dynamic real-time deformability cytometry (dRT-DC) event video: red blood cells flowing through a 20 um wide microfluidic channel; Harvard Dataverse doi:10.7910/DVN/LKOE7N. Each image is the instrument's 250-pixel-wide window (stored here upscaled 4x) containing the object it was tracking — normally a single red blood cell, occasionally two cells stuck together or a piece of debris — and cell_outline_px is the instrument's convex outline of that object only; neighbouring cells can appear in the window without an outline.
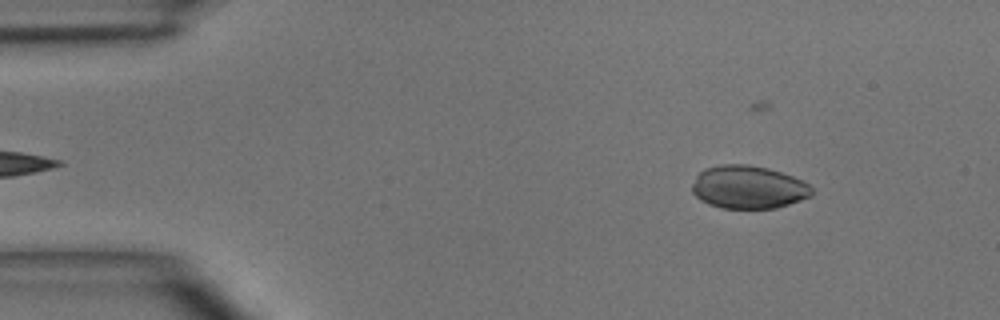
{"species": "common noctule bat (a hibernating species)", "species_latin": "Nyctalus noctula", "temperature_condition": "room temperature", "stored_images_in_passage": 3, "camera_frame_rate_fps": 3000, "um_per_image_px": 0.085, "animal": {"sex": "male", "body_mass_g": 15.6}, "frame": {"image": 1, "passage_image": 1, "time_ms": 0.0, "image_size_px": [1000, 320], "cell_outline_px": [[812, 196], [776, 208], [720, 208], [708, 204], [700, 200], [692, 192], [692, 184], [696, 176], [704, 168], [720, 164], [748, 164], [768, 168], [804, 180], [812, 188]], "centroid_in_image_um": [63.59, 15.9], "position_along_channel_um": 21.4, "area_um2": 30.17}}
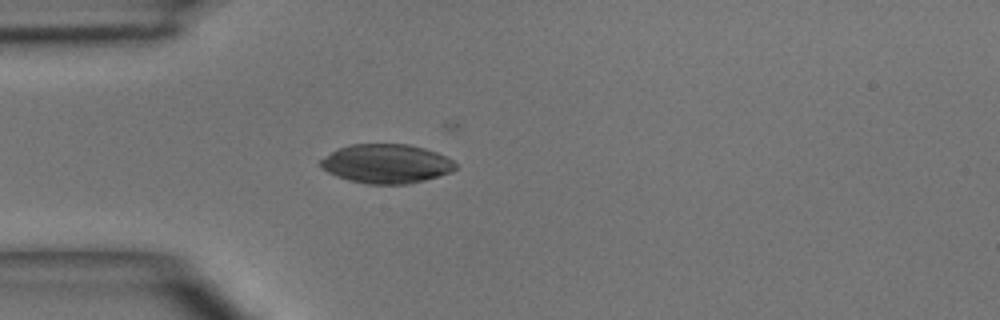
{"frame": {"image": 2, "passage_image": 3, "time_ms": 2.333, "image_size_px": [1000, 320], "cell_outline_px": [[456, 168], [452, 172], [424, 180], [408, 184], [368, 184], [348, 180], [336, 176], [320, 168], [320, 160], [336, 148], [352, 144], [408, 144], [424, 148], [436, 152], [452, 160], [456, 164]], "centroid_in_image_um": [32.81, 13.91], "position_along_channel_um": 52.2, "area_um2": 30.81}}